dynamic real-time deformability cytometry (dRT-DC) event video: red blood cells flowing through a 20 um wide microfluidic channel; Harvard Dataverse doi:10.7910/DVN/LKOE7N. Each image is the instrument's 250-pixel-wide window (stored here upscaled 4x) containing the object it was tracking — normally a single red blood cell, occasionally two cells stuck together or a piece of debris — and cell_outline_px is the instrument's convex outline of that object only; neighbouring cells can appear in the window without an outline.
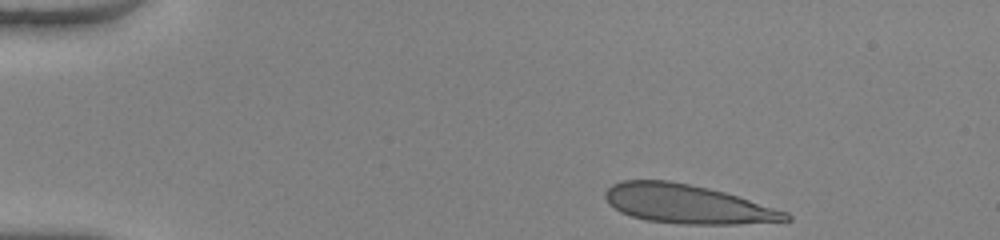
{"species": "human", "species_latin": "Homo sapiens", "temperature_condition": "warm", "stored_images_in_passage": 38, "camera_frame_rate_fps": 3000, "um_per_image_px": 0.085, "donor": {"sex": "female"}, "frame": {"image": 1, "passage_image": 1, "time_ms": 0.0, "image_size_px": [1000, 240], "cell_outline_px": [[792, 220], [736, 224], [684, 224], [644, 220], [620, 212], [608, 204], [604, 196], [604, 192], [612, 184], [624, 180], [668, 180], [708, 188], [724, 192], [788, 212], [792, 216]], "centroid_in_image_um": [58.39, 17.34], "position_along_channel_um": 26.6, "area_um2": 40.81}}
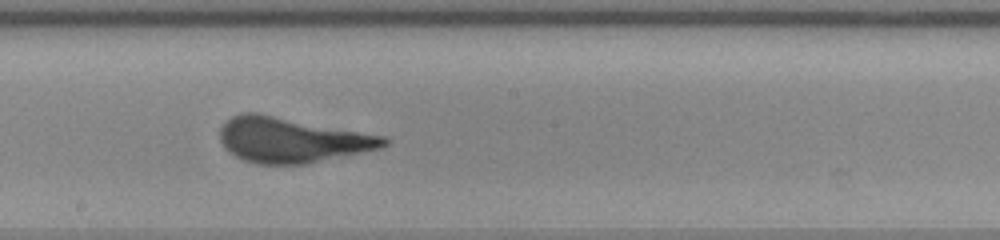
{"frame": {"image": 2, "passage_image": 22, "time_ms": 7.0, "image_size_px": [1000, 240], "cell_outline_px": [[388, 144], [380, 148], [304, 164], [256, 164], [244, 160], [228, 152], [224, 148], [220, 140], [220, 128], [232, 116], [240, 112], [256, 112], [384, 136], [388, 140]], "centroid_in_image_um": [24.74, 11.89], "position_along_channel_um": 223.5, "area_um2": 42.77}}
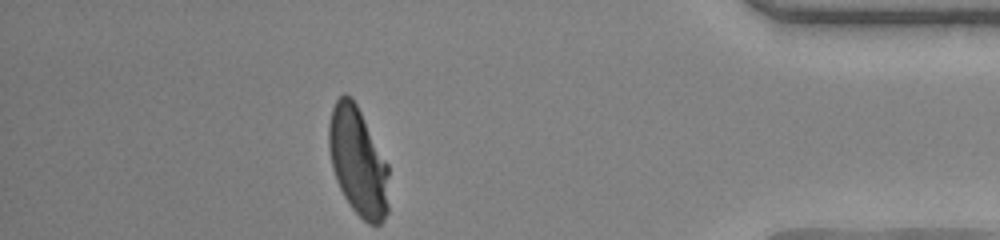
{"frame": {"image": 3, "passage_image": 38, "time_ms": 12.333, "image_size_px": [1000, 240], "cell_outline_px": [[388, 212], [384, 220], [380, 224], [368, 224], [352, 208], [344, 196], [336, 180], [332, 168], [328, 148], [328, 124], [332, 108], [336, 100], [344, 92], [352, 96], [388, 164]], "centroid_in_image_um": [30.42, 13.72], "position_along_channel_um": 404.8, "area_um2": 38.03}, "authors_computed_cell_mechanics": {"area_um2": 41.6738, "velocity_mm_per_s": 4.0833, "shape_relaxation_time_tau1_ms": 4.6226, "shape_relaxation_time_tau2_ms": null, "deformation_change_tau1": 0.2113, "deformation_change_tau2": null}}